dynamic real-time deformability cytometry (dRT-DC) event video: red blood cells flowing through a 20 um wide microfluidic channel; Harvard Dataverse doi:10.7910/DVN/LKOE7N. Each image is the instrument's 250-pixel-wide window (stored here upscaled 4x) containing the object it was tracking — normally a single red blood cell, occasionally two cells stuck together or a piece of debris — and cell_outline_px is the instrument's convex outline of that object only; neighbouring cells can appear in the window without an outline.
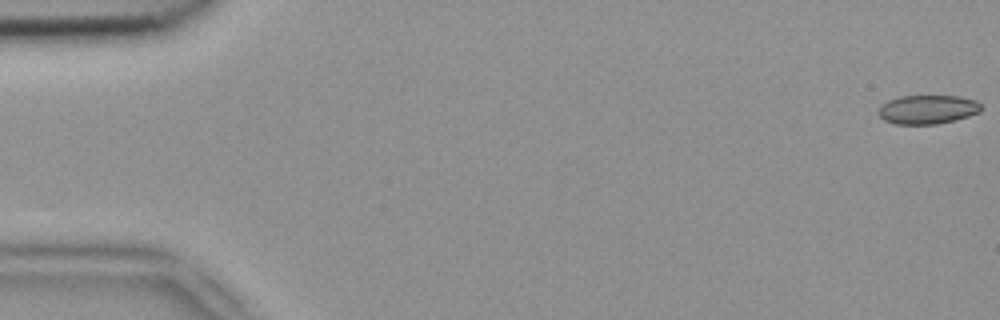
{"species": "common noctule bat (a hibernating species)", "species_latin": "Nyctalus noctula", "temperature_condition": "room temperature", "stored_images_in_passage": 52, "camera_frame_rate_fps": 3000, "um_per_image_px": 0.085, "animal": {"sex": "female", "body_mass_g": 18.4}, "frame": {"image": 1, "passage_image": 1, "time_ms": 0.0, "image_size_px": [1000, 320], "cell_outline_px": [[980, 112], [956, 120], [936, 124], [896, 124], [884, 120], [880, 116], [880, 104], [888, 100], [900, 96], [960, 96], [976, 100], [980, 104]], "centroid_in_image_um": [78.85, 9.3], "position_along_channel_um": 6.1, "area_um2": 17.28}}
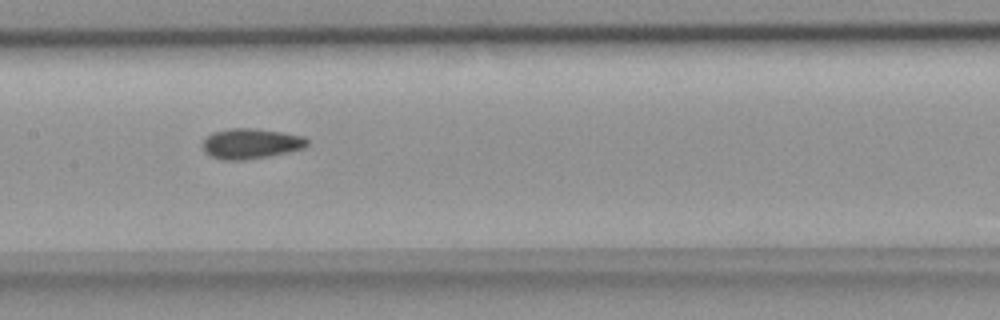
{"frame": {"image": 2, "passage_image": 26, "time_ms": 8.333, "image_size_px": [1000, 320], "cell_outline_px": [[308, 144], [304, 148], [288, 152], [268, 156], [244, 160], [224, 160], [212, 156], [204, 148], [204, 140], [212, 132], [228, 128], [256, 128], [304, 136], [308, 140]], "centroid_in_image_um": [21.36, 12.19], "position_along_channel_um": 186.0, "area_um2": 18.26}}
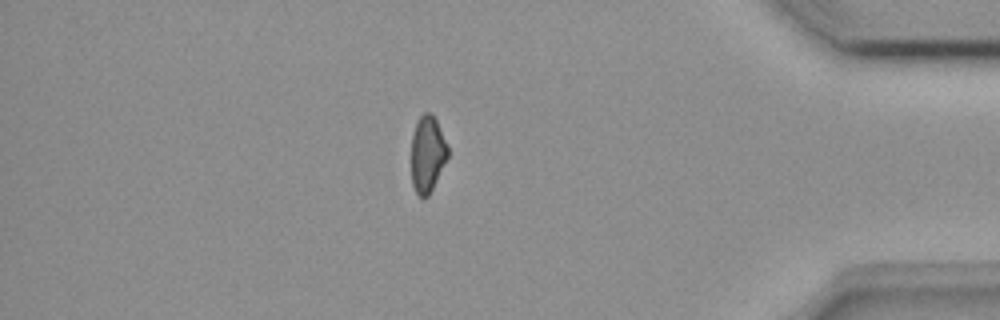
{"frame": {"image": 3, "passage_image": 45, "time_ms": 14.667, "image_size_px": [1000, 320], "cell_outline_px": [[448, 156], [428, 196], [420, 196], [416, 192], [412, 184], [412, 136], [416, 120], [424, 112], [432, 112], [448, 144]], "centroid_in_image_um": [36.33, 13.03], "position_along_channel_um": 398.9, "area_um2": 16.13}, "authors_computed_cell_mechanics": {"area_um2": 17.8024, "velocity_mm_per_s": 3.9357, "shape_relaxation_time_tau1_ms": null, "shape_relaxation_time_tau2_ms": 7.0825, "deformation_change_tau1": null, "deformation_change_tau2": 0.1137}}